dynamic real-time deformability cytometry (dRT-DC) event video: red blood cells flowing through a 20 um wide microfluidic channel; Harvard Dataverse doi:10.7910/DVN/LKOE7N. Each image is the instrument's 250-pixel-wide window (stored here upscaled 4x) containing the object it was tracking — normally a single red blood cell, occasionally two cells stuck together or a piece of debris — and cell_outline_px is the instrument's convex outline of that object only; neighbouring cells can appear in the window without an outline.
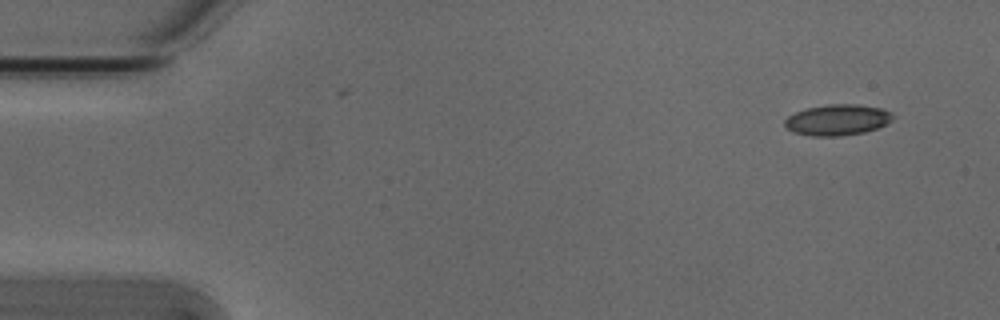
{"species": "Egyptian fruit bat (a non-hibernating species)", "species_latin": "Rousettus aegyptiacus", "temperature_condition": "cold", "stored_images_in_passage": 6, "camera_frame_rate_fps": 3000, "um_per_image_px": 0.085, "animal": {"sex": "male"}, "frame": {"image": 1, "passage_image": 1, "time_ms": 0.0, "image_size_px": [1000, 320], "cell_outline_px": [[896, 116], [892, 120], [876, 128], [864, 132], [840, 136], [808, 136], [792, 132], [784, 124], [784, 120], [788, 116], [796, 112], [808, 108], [828, 104], [860, 104], [884, 108], [892, 112]], "centroid_in_image_um": [71.2, 10.18], "position_along_channel_um": 13.8, "area_um2": 19.65}}
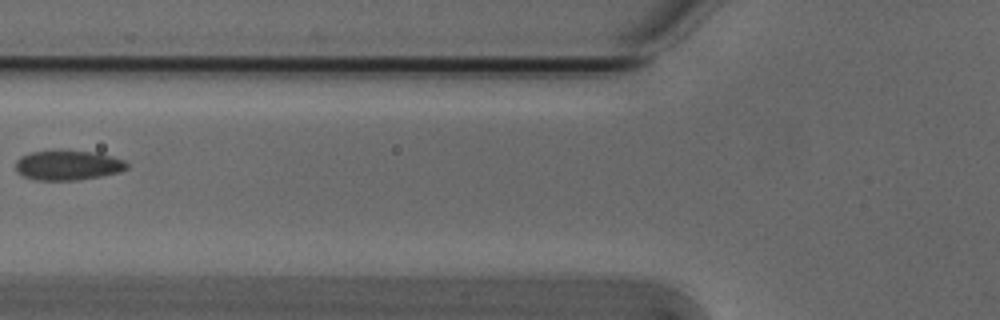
{"frame": {"image": 2, "passage_image": 5, "time_ms": 1.333, "image_size_px": [1000, 320], "cell_outline_px": [[128, 168], [120, 172], [100, 176], [76, 180], [36, 180], [24, 176], [16, 172], [16, 160], [20, 156], [32, 152], [52, 148], [60, 148], [96, 152], [112, 156], [124, 160], [128, 164]], "centroid_in_image_um": [5.75, 14.0], "position_along_channel_um": 120.0, "area_um2": 20.0}}